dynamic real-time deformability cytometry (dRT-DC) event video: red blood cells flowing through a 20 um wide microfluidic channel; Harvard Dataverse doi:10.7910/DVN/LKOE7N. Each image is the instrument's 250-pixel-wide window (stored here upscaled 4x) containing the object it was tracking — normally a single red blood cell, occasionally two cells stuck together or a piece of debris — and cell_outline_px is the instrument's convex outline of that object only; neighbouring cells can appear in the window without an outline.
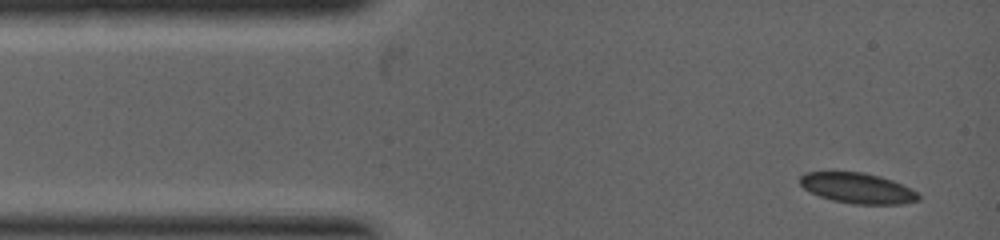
{"species": "common noctule bat (a hibernating species)", "species_latin": "Nyctalus noctula", "temperature_condition": "warm", "stored_images_in_passage": 7, "camera_frame_rate_fps": 5000, "um_per_image_px": 0.085, "animal": {"sex": "female", "body_mass_g": 19.0, "forearm_length_mm": 53.3}, "frame": {"image": 1, "passage_image": 1, "time_ms": 0.0, "image_size_px": [1000, 240], "cell_outline_px": [[920, 200], [900, 204], [856, 204], [832, 200], [820, 196], [804, 188], [800, 184], [800, 176], [804, 172], [864, 172], [880, 176], [892, 180], [916, 192], [920, 196]], "centroid_in_image_um": [72.88, 15.99], "position_along_channel_um": 12.1, "area_um2": 20.81}}
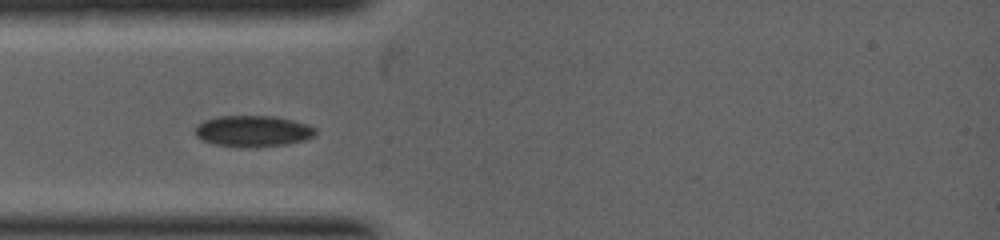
{"frame": {"image": 2, "passage_image": 6, "time_ms": 1.6, "image_size_px": [1000, 240], "cell_outline_px": [[316, 132], [312, 136], [304, 140], [288, 144], [212, 144], [196, 136], [196, 124], [204, 120], [220, 116], [272, 116], [292, 120], [308, 124], [316, 128]], "centroid_in_image_um": [21.51, 11.08], "position_along_channel_um": 63.5, "area_um2": 20.81}}